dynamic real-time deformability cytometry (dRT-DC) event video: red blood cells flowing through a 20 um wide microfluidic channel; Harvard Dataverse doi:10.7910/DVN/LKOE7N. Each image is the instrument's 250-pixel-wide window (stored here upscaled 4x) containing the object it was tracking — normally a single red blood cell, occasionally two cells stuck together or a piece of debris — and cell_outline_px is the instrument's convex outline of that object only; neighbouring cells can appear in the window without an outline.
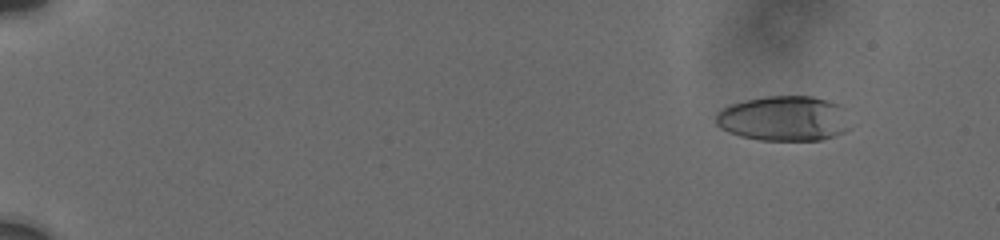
{"species": "human", "species_latin": "Homo sapiens", "temperature_condition": "cold", "stored_images_in_passage": 14, "camera_frame_rate_fps": 3000, "um_per_image_px": 0.085, "donor": {"sex": "male"}, "frame": {"image": 1, "passage_image": 4, "time_ms": 2.0, "image_size_px": [1000, 240], "cell_outline_px": [[852, 128], [844, 132], [820, 140], [760, 140], [740, 136], [728, 132], [720, 128], [716, 124], [716, 116], [724, 108], [732, 104], [744, 100], [768, 96], [812, 96], [828, 100], [840, 104], [844, 108]], "centroid_in_image_um": [66.68, 10.07], "position_along_channel_um": 18.3, "area_um2": 35.49}}